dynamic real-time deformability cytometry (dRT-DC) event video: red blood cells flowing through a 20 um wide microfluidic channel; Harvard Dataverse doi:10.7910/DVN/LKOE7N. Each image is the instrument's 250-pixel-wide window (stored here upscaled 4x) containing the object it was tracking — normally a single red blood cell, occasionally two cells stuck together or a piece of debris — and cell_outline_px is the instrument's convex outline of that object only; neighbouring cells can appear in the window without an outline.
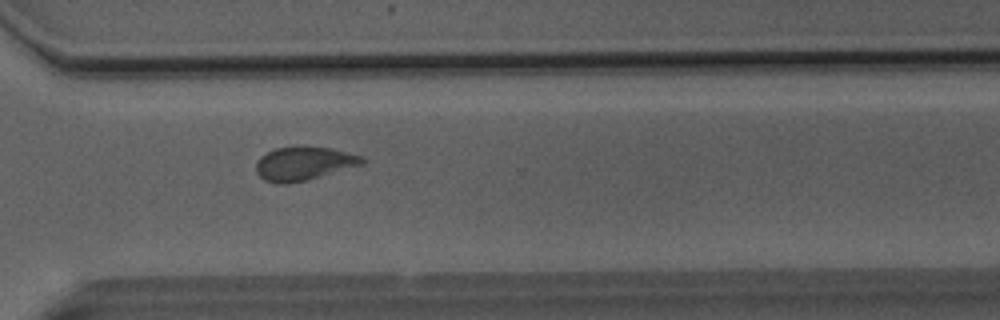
{"species": "Egyptian fruit bat (a non-hibernating species)", "species_latin": "Rousettus aegyptiacus", "temperature_condition": "room temperature", "stored_images_in_passage": 39, "camera_frame_rate_fps": 3000, "um_per_image_px": 0.085, "animal": {"sex": "male"}, "frame": {"image": 1, "passage_image": 26, "time_ms": 8.333, "image_size_px": [1000, 320], "cell_outline_px": [[368, 160], [364, 164], [304, 180], [288, 184], [280, 184], [264, 180], [256, 172], [256, 164], [260, 156], [276, 148], [328, 148], [364, 156]], "centroid_in_image_um": [25.83, 13.92], "position_along_channel_um": 344.8, "area_um2": 20.23}}
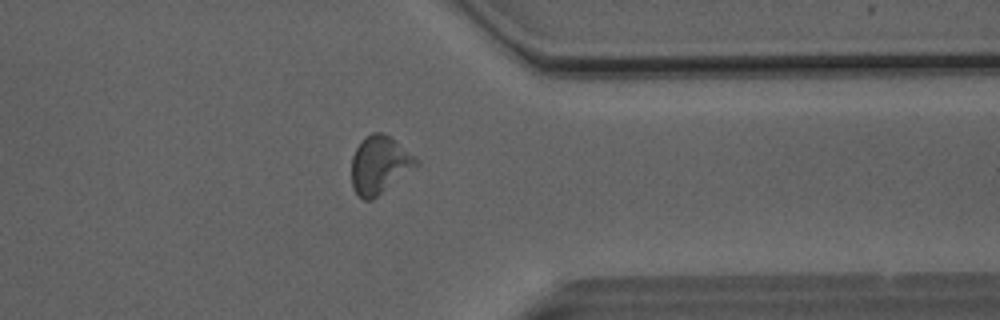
{"frame": {"image": 2, "passage_image": 29, "time_ms": 9.333, "image_size_px": [1000, 320], "cell_outline_px": [[420, 164], [372, 200], [364, 200], [352, 188], [352, 156], [356, 148], [372, 132], [380, 132], [388, 136], [420, 160]], "centroid_in_image_um": [32.27, 14.04], "position_along_channel_um": 379.1, "area_um2": 21.33}}
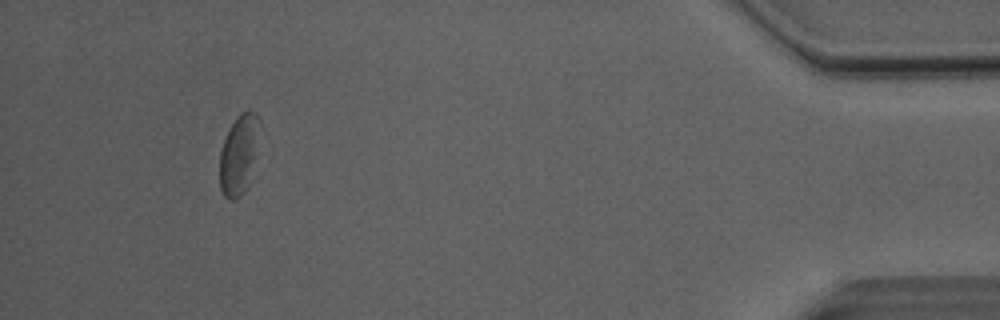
{"frame": {"image": 3, "passage_image": 36, "time_ms": 11.667, "image_size_px": [1000, 320], "cell_outline_px": [[260, 120], [256, 156], [248, 184], [244, 192], [236, 200], [232, 200], [224, 196], [220, 188], [220, 148], [228, 128], [236, 116], [240, 112], [248, 108], [252, 108], [256, 112]], "centroid_in_image_um": [20.31, 13.06], "position_along_channel_um": 414.9, "area_um2": 19.02}, "authors_computed_cell_mechanics": {"area_um2": 20.23, "velocity_mm_per_s": 4.0704, "shape_relaxation_time_tau1_ms": null, "shape_relaxation_time_tau2_ms": 1.8568, "deformation_change_tau1": null, "deformation_change_tau2": 0.0862}}